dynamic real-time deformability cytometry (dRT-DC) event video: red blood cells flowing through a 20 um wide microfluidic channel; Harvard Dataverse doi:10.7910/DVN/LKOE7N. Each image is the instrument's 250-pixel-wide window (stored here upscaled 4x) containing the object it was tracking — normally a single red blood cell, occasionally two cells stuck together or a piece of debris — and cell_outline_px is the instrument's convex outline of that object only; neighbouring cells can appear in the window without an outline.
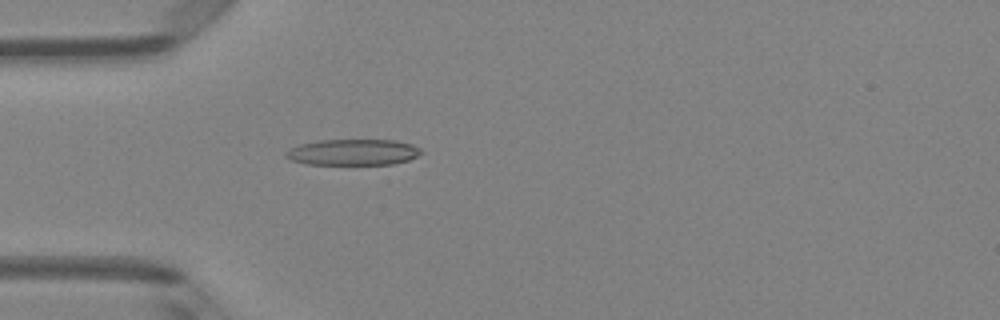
{"species": "Egyptian fruit bat (a non-hibernating species)", "species_latin": "Rousettus aegyptiacus", "temperature_condition": "room temperature", "stored_images_in_passage": 5, "camera_frame_rate_fps": 3000, "um_per_image_px": 0.085, "animal": {"sex": "female"}, "frame": {"image": 1, "passage_image": 5, "time_ms": 4.667, "image_size_px": [1000, 320], "cell_outline_px": [[424, 152], [408, 160], [392, 164], [308, 164], [292, 160], [284, 156], [284, 152], [300, 144], [320, 140], [396, 140], [412, 144], [420, 148]], "centroid_in_image_um": [30.03, 12.93], "position_along_channel_um": 55.0, "area_um2": 20.46}}